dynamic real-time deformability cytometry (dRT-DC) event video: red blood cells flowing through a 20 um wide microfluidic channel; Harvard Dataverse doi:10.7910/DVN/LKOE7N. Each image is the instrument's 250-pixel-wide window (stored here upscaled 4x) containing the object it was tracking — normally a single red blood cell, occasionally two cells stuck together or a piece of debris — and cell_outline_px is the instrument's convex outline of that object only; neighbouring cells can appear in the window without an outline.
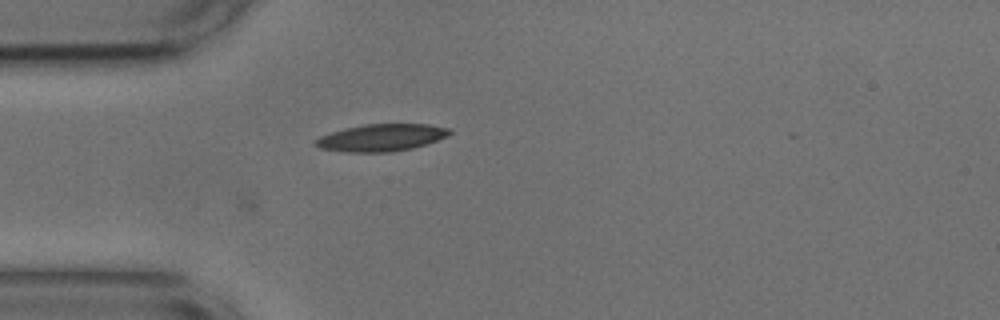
{"species": "common noctule bat (a hibernating species)", "species_latin": "Nyctalus noctula", "temperature_condition": "cold", "stored_images_in_passage": 8, "camera_frame_rate_fps": 3000, "um_per_image_px": 0.085, "animal": {"sex": "male", "body_mass_g": 17.9, "forearm_length_mm": 54.2}, "frame": {"image": 1, "passage_image": 8, "time_ms": 2.333, "image_size_px": [1000, 320], "cell_outline_px": [[452, 132], [448, 136], [412, 148], [392, 152], [340, 152], [320, 148], [312, 144], [320, 136], [344, 128], [364, 124], [428, 124], [452, 128]], "centroid_in_image_um": [32.41, 11.7], "position_along_channel_um": 52.6, "area_um2": 21.33}}